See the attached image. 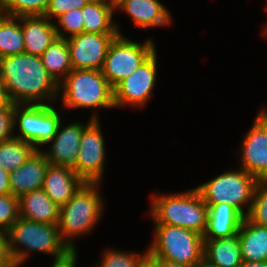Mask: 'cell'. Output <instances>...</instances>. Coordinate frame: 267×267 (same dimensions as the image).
Masks as SVG:
<instances>
[{
	"label": "cell",
	"instance_id": "6da1fadb",
	"mask_svg": "<svg viewBox=\"0 0 267 267\" xmlns=\"http://www.w3.org/2000/svg\"><path fill=\"white\" fill-rule=\"evenodd\" d=\"M0 84L8 101L18 105H28L29 101L31 105L44 104L40 103L42 98L57 96L60 89L46 71L40 56L25 52L0 58Z\"/></svg>",
	"mask_w": 267,
	"mask_h": 267
},
{
	"label": "cell",
	"instance_id": "7a4b0ae2",
	"mask_svg": "<svg viewBox=\"0 0 267 267\" xmlns=\"http://www.w3.org/2000/svg\"><path fill=\"white\" fill-rule=\"evenodd\" d=\"M152 216L156 224L179 226L203 235L208 206L197 188L187 193L154 197Z\"/></svg>",
	"mask_w": 267,
	"mask_h": 267
},
{
	"label": "cell",
	"instance_id": "3957f363",
	"mask_svg": "<svg viewBox=\"0 0 267 267\" xmlns=\"http://www.w3.org/2000/svg\"><path fill=\"white\" fill-rule=\"evenodd\" d=\"M6 235L9 237L8 250L16 267L22 264L28 255L13 246L16 242L29 249L52 254L55 258L63 256L70 249H75L72 242L62 241L57 225L30 221L22 217L17 219Z\"/></svg>",
	"mask_w": 267,
	"mask_h": 267
},
{
	"label": "cell",
	"instance_id": "277c9868",
	"mask_svg": "<svg viewBox=\"0 0 267 267\" xmlns=\"http://www.w3.org/2000/svg\"><path fill=\"white\" fill-rule=\"evenodd\" d=\"M156 240L148 257L195 266L203 259L204 238L194 231L167 224H156Z\"/></svg>",
	"mask_w": 267,
	"mask_h": 267
},
{
	"label": "cell",
	"instance_id": "5b68a950",
	"mask_svg": "<svg viewBox=\"0 0 267 267\" xmlns=\"http://www.w3.org/2000/svg\"><path fill=\"white\" fill-rule=\"evenodd\" d=\"M63 79L65 107H115L113 88L101 70L73 69Z\"/></svg>",
	"mask_w": 267,
	"mask_h": 267
},
{
	"label": "cell",
	"instance_id": "8992f818",
	"mask_svg": "<svg viewBox=\"0 0 267 267\" xmlns=\"http://www.w3.org/2000/svg\"><path fill=\"white\" fill-rule=\"evenodd\" d=\"M98 182H85L59 209L58 229L62 241L88 232L102 214V201L97 192Z\"/></svg>",
	"mask_w": 267,
	"mask_h": 267
},
{
	"label": "cell",
	"instance_id": "52a82bcc",
	"mask_svg": "<svg viewBox=\"0 0 267 267\" xmlns=\"http://www.w3.org/2000/svg\"><path fill=\"white\" fill-rule=\"evenodd\" d=\"M258 182L254 176L242 169L225 172L196 188L206 204H230L246 217L243 205L253 199Z\"/></svg>",
	"mask_w": 267,
	"mask_h": 267
},
{
	"label": "cell",
	"instance_id": "ba28073f",
	"mask_svg": "<svg viewBox=\"0 0 267 267\" xmlns=\"http://www.w3.org/2000/svg\"><path fill=\"white\" fill-rule=\"evenodd\" d=\"M154 44L148 40L144 44L131 42L121 34L109 45L101 72L110 86L114 88L130 76L154 52Z\"/></svg>",
	"mask_w": 267,
	"mask_h": 267
},
{
	"label": "cell",
	"instance_id": "9c48e42d",
	"mask_svg": "<svg viewBox=\"0 0 267 267\" xmlns=\"http://www.w3.org/2000/svg\"><path fill=\"white\" fill-rule=\"evenodd\" d=\"M18 104H14V124L18 117L21 136H14L22 141L28 142L35 148L36 145L46 144L51 142V139L57 133L58 127L61 124V119L51 105H29L22 111L18 108Z\"/></svg>",
	"mask_w": 267,
	"mask_h": 267
},
{
	"label": "cell",
	"instance_id": "30bf717a",
	"mask_svg": "<svg viewBox=\"0 0 267 267\" xmlns=\"http://www.w3.org/2000/svg\"><path fill=\"white\" fill-rule=\"evenodd\" d=\"M96 115L84 128L79 145V155L72 167L75 173L85 182L100 181L104 165V140Z\"/></svg>",
	"mask_w": 267,
	"mask_h": 267
},
{
	"label": "cell",
	"instance_id": "8fae6325",
	"mask_svg": "<svg viewBox=\"0 0 267 267\" xmlns=\"http://www.w3.org/2000/svg\"><path fill=\"white\" fill-rule=\"evenodd\" d=\"M119 33H86L66 38L73 69L101 70L109 45Z\"/></svg>",
	"mask_w": 267,
	"mask_h": 267
},
{
	"label": "cell",
	"instance_id": "7c38bea8",
	"mask_svg": "<svg viewBox=\"0 0 267 267\" xmlns=\"http://www.w3.org/2000/svg\"><path fill=\"white\" fill-rule=\"evenodd\" d=\"M156 51L135 71L113 88L114 106L125 103L142 106L149 98L155 83Z\"/></svg>",
	"mask_w": 267,
	"mask_h": 267
},
{
	"label": "cell",
	"instance_id": "4fadbf2b",
	"mask_svg": "<svg viewBox=\"0 0 267 267\" xmlns=\"http://www.w3.org/2000/svg\"><path fill=\"white\" fill-rule=\"evenodd\" d=\"M243 143L242 169L254 176L258 181H267L266 109L260 111Z\"/></svg>",
	"mask_w": 267,
	"mask_h": 267
},
{
	"label": "cell",
	"instance_id": "5bb4252c",
	"mask_svg": "<svg viewBox=\"0 0 267 267\" xmlns=\"http://www.w3.org/2000/svg\"><path fill=\"white\" fill-rule=\"evenodd\" d=\"M21 25L24 38V52L32 55L41 56L45 50L58 37H63L59 27L48 21L44 16H21Z\"/></svg>",
	"mask_w": 267,
	"mask_h": 267
},
{
	"label": "cell",
	"instance_id": "9a60e30c",
	"mask_svg": "<svg viewBox=\"0 0 267 267\" xmlns=\"http://www.w3.org/2000/svg\"><path fill=\"white\" fill-rule=\"evenodd\" d=\"M48 165L44 152L36 150L24 164L9 173L11 194L19 198L41 189Z\"/></svg>",
	"mask_w": 267,
	"mask_h": 267
},
{
	"label": "cell",
	"instance_id": "2e32d148",
	"mask_svg": "<svg viewBox=\"0 0 267 267\" xmlns=\"http://www.w3.org/2000/svg\"><path fill=\"white\" fill-rule=\"evenodd\" d=\"M84 183L71 167L49 164L42 189L60 207L66 204Z\"/></svg>",
	"mask_w": 267,
	"mask_h": 267
},
{
	"label": "cell",
	"instance_id": "e0dca14e",
	"mask_svg": "<svg viewBox=\"0 0 267 267\" xmlns=\"http://www.w3.org/2000/svg\"><path fill=\"white\" fill-rule=\"evenodd\" d=\"M60 126L51 139L53 140L51 151L44 154L49 164L72 168L78 159L79 145L85 127L80 123H73L59 131Z\"/></svg>",
	"mask_w": 267,
	"mask_h": 267
},
{
	"label": "cell",
	"instance_id": "ac0fdd59",
	"mask_svg": "<svg viewBox=\"0 0 267 267\" xmlns=\"http://www.w3.org/2000/svg\"><path fill=\"white\" fill-rule=\"evenodd\" d=\"M206 205L208 218L204 239L228 238L238 234L244 216L234 206L225 203Z\"/></svg>",
	"mask_w": 267,
	"mask_h": 267
},
{
	"label": "cell",
	"instance_id": "d6986e66",
	"mask_svg": "<svg viewBox=\"0 0 267 267\" xmlns=\"http://www.w3.org/2000/svg\"><path fill=\"white\" fill-rule=\"evenodd\" d=\"M59 209L42 188L19 197V215L30 221L57 225Z\"/></svg>",
	"mask_w": 267,
	"mask_h": 267
},
{
	"label": "cell",
	"instance_id": "ffe728a7",
	"mask_svg": "<svg viewBox=\"0 0 267 267\" xmlns=\"http://www.w3.org/2000/svg\"><path fill=\"white\" fill-rule=\"evenodd\" d=\"M237 236L243 261H267V226L257 225L244 217Z\"/></svg>",
	"mask_w": 267,
	"mask_h": 267
},
{
	"label": "cell",
	"instance_id": "44dd1931",
	"mask_svg": "<svg viewBox=\"0 0 267 267\" xmlns=\"http://www.w3.org/2000/svg\"><path fill=\"white\" fill-rule=\"evenodd\" d=\"M203 258L217 267H239L243 259L238 236L204 239Z\"/></svg>",
	"mask_w": 267,
	"mask_h": 267
},
{
	"label": "cell",
	"instance_id": "7402d4cb",
	"mask_svg": "<svg viewBox=\"0 0 267 267\" xmlns=\"http://www.w3.org/2000/svg\"><path fill=\"white\" fill-rule=\"evenodd\" d=\"M120 7L142 28L167 25L171 21L168 11L158 0H126Z\"/></svg>",
	"mask_w": 267,
	"mask_h": 267
},
{
	"label": "cell",
	"instance_id": "603a6c76",
	"mask_svg": "<svg viewBox=\"0 0 267 267\" xmlns=\"http://www.w3.org/2000/svg\"><path fill=\"white\" fill-rule=\"evenodd\" d=\"M113 9L105 0H91L82 7L84 32L86 33H119L117 26L112 25Z\"/></svg>",
	"mask_w": 267,
	"mask_h": 267
},
{
	"label": "cell",
	"instance_id": "cb8c5ba5",
	"mask_svg": "<svg viewBox=\"0 0 267 267\" xmlns=\"http://www.w3.org/2000/svg\"><path fill=\"white\" fill-rule=\"evenodd\" d=\"M40 58L46 71L58 84H60L58 74L60 76L65 74L64 77H66L73 70L66 38L55 39Z\"/></svg>",
	"mask_w": 267,
	"mask_h": 267
},
{
	"label": "cell",
	"instance_id": "d4e9b609",
	"mask_svg": "<svg viewBox=\"0 0 267 267\" xmlns=\"http://www.w3.org/2000/svg\"><path fill=\"white\" fill-rule=\"evenodd\" d=\"M15 16L0 13V58L24 53V38L21 24Z\"/></svg>",
	"mask_w": 267,
	"mask_h": 267
},
{
	"label": "cell",
	"instance_id": "484cf974",
	"mask_svg": "<svg viewBox=\"0 0 267 267\" xmlns=\"http://www.w3.org/2000/svg\"><path fill=\"white\" fill-rule=\"evenodd\" d=\"M36 150L38 148L13 136L0 143V166L10 173L24 164Z\"/></svg>",
	"mask_w": 267,
	"mask_h": 267
},
{
	"label": "cell",
	"instance_id": "4316f807",
	"mask_svg": "<svg viewBox=\"0 0 267 267\" xmlns=\"http://www.w3.org/2000/svg\"><path fill=\"white\" fill-rule=\"evenodd\" d=\"M49 0H2L0 13L4 11L6 15L21 16H43Z\"/></svg>",
	"mask_w": 267,
	"mask_h": 267
},
{
	"label": "cell",
	"instance_id": "83f0119b",
	"mask_svg": "<svg viewBox=\"0 0 267 267\" xmlns=\"http://www.w3.org/2000/svg\"><path fill=\"white\" fill-rule=\"evenodd\" d=\"M246 217L257 225L267 226V181H259Z\"/></svg>",
	"mask_w": 267,
	"mask_h": 267
},
{
	"label": "cell",
	"instance_id": "f1b7e54d",
	"mask_svg": "<svg viewBox=\"0 0 267 267\" xmlns=\"http://www.w3.org/2000/svg\"><path fill=\"white\" fill-rule=\"evenodd\" d=\"M19 217V198L12 194L0 195V232L6 233Z\"/></svg>",
	"mask_w": 267,
	"mask_h": 267
},
{
	"label": "cell",
	"instance_id": "f546056e",
	"mask_svg": "<svg viewBox=\"0 0 267 267\" xmlns=\"http://www.w3.org/2000/svg\"><path fill=\"white\" fill-rule=\"evenodd\" d=\"M147 257L148 253L139 256L110 250L105 253L104 260L99 267H139Z\"/></svg>",
	"mask_w": 267,
	"mask_h": 267
},
{
	"label": "cell",
	"instance_id": "4dcf8cb0",
	"mask_svg": "<svg viewBox=\"0 0 267 267\" xmlns=\"http://www.w3.org/2000/svg\"><path fill=\"white\" fill-rule=\"evenodd\" d=\"M59 25L66 31L70 33L71 36H75L84 32L82 8L72 9L67 13L62 14L58 18Z\"/></svg>",
	"mask_w": 267,
	"mask_h": 267
},
{
	"label": "cell",
	"instance_id": "1f68e13d",
	"mask_svg": "<svg viewBox=\"0 0 267 267\" xmlns=\"http://www.w3.org/2000/svg\"><path fill=\"white\" fill-rule=\"evenodd\" d=\"M91 0H49V4L44 13V17H59L72 9H81Z\"/></svg>",
	"mask_w": 267,
	"mask_h": 267
},
{
	"label": "cell",
	"instance_id": "d6a6232c",
	"mask_svg": "<svg viewBox=\"0 0 267 267\" xmlns=\"http://www.w3.org/2000/svg\"><path fill=\"white\" fill-rule=\"evenodd\" d=\"M14 126V104L9 102L0 110V143L13 138L10 134Z\"/></svg>",
	"mask_w": 267,
	"mask_h": 267
},
{
	"label": "cell",
	"instance_id": "836d02e7",
	"mask_svg": "<svg viewBox=\"0 0 267 267\" xmlns=\"http://www.w3.org/2000/svg\"><path fill=\"white\" fill-rule=\"evenodd\" d=\"M0 267H16L8 250L7 235L0 232Z\"/></svg>",
	"mask_w": 267,
	"mask_h": 267
},
{
	"label": "cell",
	"instance_id": "e575fe53",
	"mask_svg": "<svg viewBox=\"0 0 267 267\" xmlns=\"http://www.w3.org/2000/svg\"><path fill=\"white\" fill-rule=\"evenodd\" d=\"M76 250L70 249L61 257L55 258L53 267H75L76 264Z\"/></svg>",
	"mask_w": 267,
	"mask_h": 267
},
{
	"label": "cell",
	"instance_id": "d590c367",
	"mask_svg": "<svg viewBox=\"0 0 267 267\" xmlns=\"http://www.w3.org/2000/svg\"><path fill=\"white\" fill-rule=\"evenodd\" d=\"M11 194L9 172L0 166V195Z\"/></svg>",
	"mask_w": 267,
	"mask_h": 267
},
{
	"label": "cell",
	"instance_id": "8d00e7d4",
	"mask_svg": "<svg viewBox=\"0 0 267 267\" xmlns=\"http://www.w3.org/2000/svg\"><path fill=\"white\" fill-rule=\"evenodd\" d=\"M156 267H195V266H190V265H185V264H180V263H174L170 262L164 259H159L155 257H147Z\"/></svg>",
	"mask_w": 267,
	"mask_h": 267
},
{
	"label": "cell",
	"instance_id": "74e56055",
	"mask_svg": "<svg viewBox=\"0 0 267 267\" xmlns=\"http://www.w3.org/2000/svg\"><path fill=\"white\" fill-rule=\"evenodd\" d=\"M239 267H267V261L260 262V261H243Z\"/></svg>",
	"mask_w": 267,
	"mask_h": 267
},
{
	"label": "cell",
	"instance_id": "f35d334b",
	"mask_svg": "<svg viewBox=\"0 0 267 267\" xmlns=\"http://www.w3.org/2000/svg\"><path fill=\"white\" fill-rule=\"evenodd\" d=\"M9 103L6 92L0 84V110L3 109Z\"/></svg>",
	"mask_w": 267,
	"mask_h": 267
},
{
	"label": "cell",
	"instance_id": "ab89813d",
	"mask_svg": "<svg viewBox=\"0 0 267 267\" xmlns=\"http://www.w3.org/2000/svg\"><path fill=\"white\" fill-rule=\"evenodd\" d=\"M107 0H105V3L112 9H116V8H120V6L126 1V0H108V2H106Z\"/></svg>",
	"mask_w": 267,
	"mask_h": 267
},
{
	"label": "cell",
	"instance_id": "60d3db41",
	"mask_svg": "<svg viewBox=\"0 0 267 267\" xmlns=\"http://www.w3.org/2000/svg\"><path fill=\"white\" fill-rule=\"evenodd\" d=\"M195 267H217L214 264H211L206 259H202L200 262H198Z\"/></svg>",
	"mask_w": 267,
	"mask_h": 267
},
{
	"label": "cell",
	"instance_id": "b9f144b4",
	"mask_svg": "<svg viewBox=\"0 0 267 267\" xmlns=\"http://www.w3.org/2000/svg\"><path fill=\"white\" fill-rule=\"evenodd\" d=\"M139 267H156L148 258H146Z\"/></svg>",
	"mask_w": 267,
	"mask_h": 267
},
{
	"label": "cell",
	"instance_id": "7bdbcfd3",
	"mask_svg": "<svg viewBox=\"0 0 267 267\" xmlns=\"http://www.w3.org/2000/svg\"><path fill=\"white\" fill-rule=\"evenodd\" d=\"M264 33L267 35V26H266V29H265Z\"/></svg>",
	"mask_w": 267,
	"mask_h": 267
}]
</instances>
